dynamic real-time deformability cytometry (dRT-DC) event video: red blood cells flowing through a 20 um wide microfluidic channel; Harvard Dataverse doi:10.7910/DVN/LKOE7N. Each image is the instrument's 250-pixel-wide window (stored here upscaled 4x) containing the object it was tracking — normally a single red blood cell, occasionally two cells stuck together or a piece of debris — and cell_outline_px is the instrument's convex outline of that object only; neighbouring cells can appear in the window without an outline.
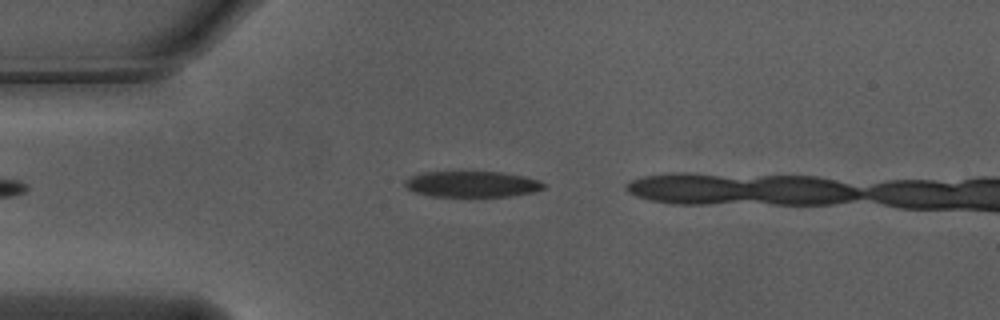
{"species": "Egyptian fruit bat (a non-hibernating species)", "species_latin": "Rousettus aegyptiacus", "temperature_condition": "warm", "stored_images_in_passage": 5, "camera_frame_rate_fps": 3000, "um_per_image_px": 0.085, "animal": {"sex": "male"}, "frame": {"image": 1, "passage_image": 2, "time_ms": 0.333, "image_size_px": [1000, 320], "cell_outline_px": [[544, 188], [536, 192], [508, 196], [428, 196], [416, 192], [408, 188], [404, 184], [404, 180], [412, 176], [424, 172], [500, 172], [524, 176], [540, 180], [544, 184]], "centroid_in_image_um": [40.14, 15.65], "position_along_channel_um": 44.9, "area_um2": 20.87}}